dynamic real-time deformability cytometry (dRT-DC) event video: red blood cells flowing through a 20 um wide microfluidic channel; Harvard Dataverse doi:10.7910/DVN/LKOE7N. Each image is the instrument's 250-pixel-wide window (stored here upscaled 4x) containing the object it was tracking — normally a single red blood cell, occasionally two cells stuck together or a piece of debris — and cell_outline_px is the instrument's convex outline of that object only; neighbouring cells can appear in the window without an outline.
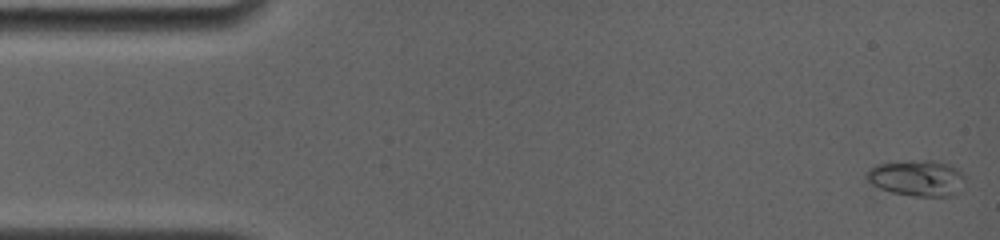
{"species": "common noctule bat (a hibernating species)", "species_latin": "Nyctalus noctula", "temperature_condition": "room temperature", "stored_images_in_passage": 76, "camera_frame_rate_fps": 4000, "um_per_image_px": 0.085, "animal": {"sex": "female", "body_mass_g": 19.0, "forearm_length_mm": 56.7}, "frame": {"image": 1, "passage_image": 1, "time_ms": 0.0, "image_size_px": [1000, 240], "cell_outline_px": [[964, 192], [952, 196], [916, 196], [892, 192], [880, 188], [872, 184], [864, 176], [868, 168], [876, 164], [920, 160], [932, 160], [948, 164], [956, 168], [964, 176]], "centroid_in_image_um": [77.98, 15.15], "position_along_channel_um": 7.0, "area_um2": 20.87}}
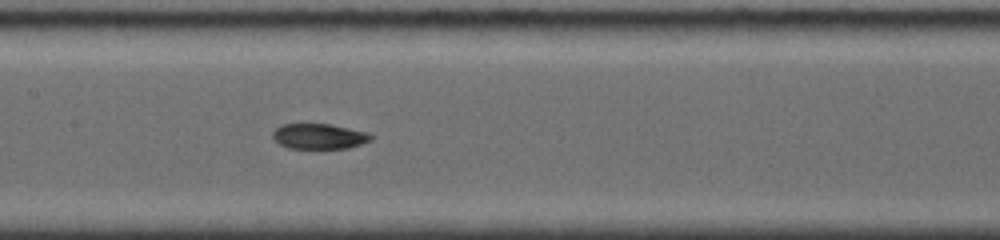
{"frame": {"image": 2, "passage_image": 37, "time_ms": 7.75, "image_size_px": [1000, 240], "cell_outline_px": [[372, 140], [348, 148], [288, 148], [280, 144], [272, 136], [272, 132], [280, 124], [332, 124], [368, 132], [372, 136]], "centroid_in_image_um": [27.13, 11.58], "position_along_channel_um": 180.3, "area_um2": 14.51}}
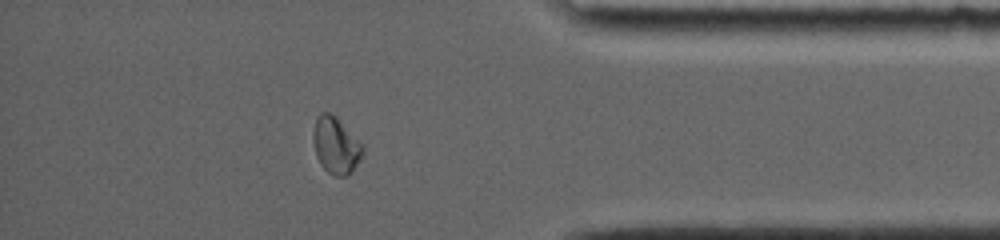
{"frame": {"image": 3, "passage_image": 65, "time_ms": 14.0, "image_size_px": [1000, 240], "cell_outline_px": [[364, 152], [348, 176], [336, 176], [328, 172], [320, 164], [316, 156], [312, 140], [312, 132], [316, 116], [320, 112], [332, 112], [364, 144]], "centroid_in_image_um": [28.53, 12.31], "position_along_channel_um": 406.7, "area_um2": 16.7}, "authors_computed_cell_mechanics": {"area_um2": 15.7216, "velocity_mm_per_s": 3.8249, "shape_relaxation_time_tau1_ms": null, "shape_relaxation_time_tau2_ms": 2.4022, "deformation_change_tau1": null, "deformation_change_tau2": 0.0322}}